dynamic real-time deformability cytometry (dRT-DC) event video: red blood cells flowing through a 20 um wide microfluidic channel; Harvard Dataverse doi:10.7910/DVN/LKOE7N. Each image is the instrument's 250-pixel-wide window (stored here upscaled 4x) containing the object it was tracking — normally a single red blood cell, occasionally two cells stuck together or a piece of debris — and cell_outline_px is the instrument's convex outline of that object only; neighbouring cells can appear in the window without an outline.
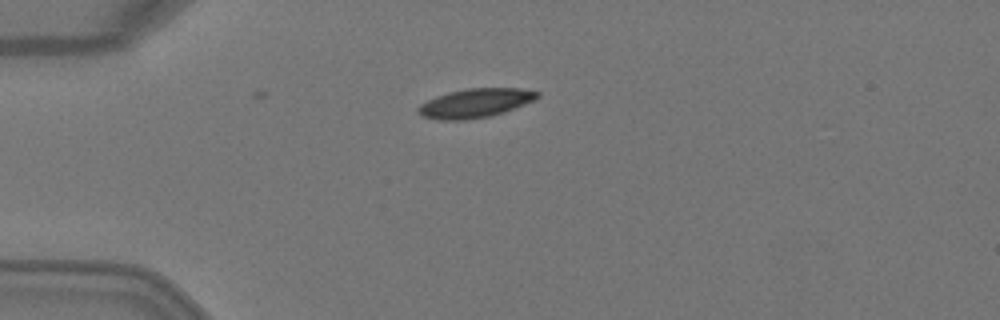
{"species": "Egyptian fruit bat (a non-hibernating species)", "species_latin": "Rousettus aegyptiacus", "temperature_condition": "warm", "stored_images_in_passage": 4, "camera_frame_rate_fps": 3000, "um_per_image_px": 0.085, "animal": {"sex": "female"}, "frame": {"image": 1, "passage_image": 1, "time_ms": 0.0, "image_size_px": [1000, 320], "cell_outline_px": [[540, 96], [536, 100], [504, 112], [488, 116], [464, 120], [440, 120], [420, 116], [416, 112], [416, 108], [420, 104], [436, 96], [448, 92], [468, 88], [520, 88], [540, 92]], "centroid_in_image_um": [40.39, 8.76], "position_along_channel_um": 44.6, "area_um2": 20.29}}